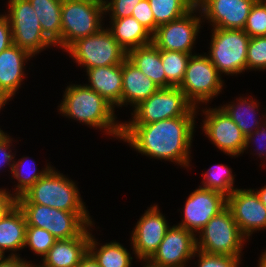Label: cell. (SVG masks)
Wrapping results in <instances>:
<instances>
[{
	"mask_svg": "<svg viewBox=\"0 0 266 267\" xmlns=\"http://www.w3.org/2000/svg\"><path fill=\"white\" fill-rule=\"evenodd\" d=\"M195 116H180L142 125H123L121 140L147 157L188 168Z\"/></svg>",
	"mask_w": 266,
	"mask_h": 267,
	"instance_id": "obj_1",
	"label": "cell"
},
{
	"mask_svg": "<svg viewBox=\"0 0 266 267\" xmlns=\"http://www.w3.org/2000/svg\"><path fill=\"white\" fill-rule=\"evenodd\" d=\"M62 99L58 106L62 116L102 129L108 136L121 140L123 123L116 121L115 108L97 92L85 84H70Z\"/></svg>",
	"mask_w": 266,
	"mask_h": 267,
	"instance_id": "obj_2",
	"label": "cell"
},
{
	"mask_svg": "<svg viewBox=\"0 0 266 267\" xmlns=\"http://www.w3.org/2000/svg\"><path fill=\"white\" fill-rule=\"evenodd\" d=\"M81 197L75 181L52 167L17 198V203L41 204L66 212H89Z\"/></svg>",
	"mask_w": 266,
	"mask_h": 267,
	"instance_id": "obj_3",
	"label": "cell"
},
{
	"mask_svg": "<svg viewBox=\"0 0 266 267\" xmlns=\"http://www.w3.org/2000/svg\"><path fill=\"white\" fill-rule=\"evenodd\" d=\"M104 0H63L62 39L55 45L65 50L75 40L98 33L103 27Z\"/></svg>",
	"mask_w": 266,
	"mask_h": 267,
	"instance_id": "obj_4",
	"label": "cell"
},
{
	"mask_svg": "<svg viewBox=\"0 0 266 267\" xmlns=\"http://www.w3.org/2000/svg\"><path fill=\"white\" fill-rule=\"evenodd\" d=\"M17 205L24 212L27 226L46 229L57 240L79 237L89 226L95 225L88 212H66L34 203Z\"/></svg>",
	"mask_w": 266,
	"mask_h": 267,
	"instance_id": "obj_5",
	"label": "cell"
},
{
	"mask_svg": "<svg viewBox=\"0 0 266 267\" xmlns=\"http://www.w3.org/2000/svg\"><path fill=\"white\" fill-rule=\"evenodd\" d=\"M197 235V250L230 257H241L242 248L248 240L240 231L228 207L211 218Z\"/></svg>",
	"mask_w": 266,
	"mask_h": 267,
	"instance_id": "obj_6",
	"label": "cell"
},
{
	"mask_svg": "<svg viewBox=\"0 0 266 267\" xmlns=\"http://www.w3.org/2000/svg\"><path fill=\"white\" fill-rule=\"evenodd\" d=\"M195 107L178 86L160 88L131 112L123 125H142L180 116H197Z\"/></svg>",
	"mask_w": 266,
	"mask_h": 267,
	"instance_id": "obj_7",
	"label": "cell"
},
{
	"mask_svg": "<svg viewBox=\"0 0 266 267\" xmlns=\"http://www.w3.org/2000/svg\"><path fill=\"white\" fill-rule=\"evenodd\" d=\"M210 50L207 54L219 74L237 75L245 73L250 37L243 29L211 30Z\"/></svg>",
	"mask_w": 266,
	"mask_h": 267,
	"instance_id": "obj_8",
	"label": "cell"
},
{
	"mask_svg": "<svg viewBox=\"0 0 266 267\" xmlns=\"http://www.w3.org/2000/svg\"><path fill=\"white\" fill-rule=\"evenodd\" d=\"M64 52L86 69L122 64L127 59V52L104 26L96 34L75 40Z\"/></svg>",
	"mask_w": 266,
	"mask_h": 267,
	"instance_id": "obj_9",
	"label": "cell"
},
{
	"mask_svg": "<svg viewBox=\"0 0 266 267\" xmlns=\"http://www.w3.org/2000/svg\"><path fill=\"white\" fill-rule=\"evenodd\" d=\"M223 79L206 53L192 54L182 83L178 86L186 98L198 109L207 105L222 92Z\"/></svg>",
	"mask_w": 266,
	"mask_h": 267,
	"instance_id": "obj_10",
	"label": "cell"
},
{
	"mask_svg": "<svg viewBox=\"0 0 266 267\" xmlns=\"http://www.w3.org/2000/svg\"><path fill=\"white\" fill-rule=\"evenodd\" d=\"M5 13L11 25L13 44L29 52L33 57L53 47L45 37L39 18L28 0H8Z\"/></svg>",
	"mask_w": 266,
	"mask_h": 267,
	"instance_id": "obj_11",
	"label": "cell"
},
{
	"mask_svg": "<svg viewBox=\"0 0 266 267\" xmlns=\"http://www.w3.org/2000/svg\"><path fill=\"white\" fill-rule=\"evenodd\" d=\"M196 13H199V16ZM200 15L201 12L195 5L183 17L158 26L156 32L152 35V43L159 50L192 54L201 24L205 22Z\"/></svg>",
	"mask_w": 266,
	"mask_h": 267,
	"instance_id": "obj_12",
	"label": "cell"
},
{
	"mask_svg": "<svg viewBox=\"0 0 266 267\" xmlns=\"http://www.w3.org/2000/svg\"><path fill=\"white\" fill-rule=\"evenodd\" d=\"M204 109L201 128L212 144L232 157L243 154L246 136L236 123L218 106Z\"/></svg>",
	"mask_w": 266,
	"mask_h": 267,
	"instance_id": "obj_13",
	"label": "cell"
},
{
	"mask_svg": "<svg viewBox=\"0 0 266 267\" xmlns=\"http://www.w3.org/2000/svg\"><path fill=\"white\" fill-rule=\"evenodd\" d=\"M169 228V223L158 205L148 207L133 228L130 239L136 259L148 261L157 251Z\"/></svg>",
	"mask_w": 266,
	"mask_h": 267,
	"instance_id": "obj_14",
	"label": "cell"
},
{
	"mask_svg": "<svg viewBox=\"0 0 266 267\" xmlns=\"http://www.w3.org/2000/svg\"><path fill=\"white\" fill-rule=\"evenodd\" d=\"M227 207V197L217 191L197 188L186 199L183 219L177 225L196 237L208 221Z\"/></svg>",
	"mask_w": 266,
	"mask_h": 267,
	"instance_id": "obj_15",
	"label": "cell"
},
{
	"mask_svg": "<svg viewBox=\"0 0 266 267\" xmlns=\"http://www.w3.org/2000/svg\"><path fill=\"white\" fill-rule=\"evenodd\" d=\"M195 251L196 236L184 227L173 225L148 262L155 267H186L188 260L195 258Z\"/></svg>",
	"mask_w": 266,
	"mask_h": 267,
	"instance_id": "obj_16",
	"label": "cell"
},
{
	"mask_svg": "<svg viewBox=\"0 0 266 267\" xmlns=\"http://www.w3.org/2000/svg\"><path fill=\"white\" fill-rule=\"evenodd\" d=\"M227 207L248 240L253 232L266 229V206L261 202L256 190L236 188L227 197Z\"/></svg>",
	"mask_w": 266,
	"mask_h": 267,
	"instance_id": "obj_17",
	"label": "cell"
},
{
	"mask_svg": "<svg viewBox=\"0 0 266 267\" xmlns=\"http://www.w3.org/2000/svg\"><path fill=\"white\" fill-rule=\"evenodd\" d=\"M256 0H197L202 19L213 28L244 29Z\"/></svg>",
	"mask_w": 266,
	"mask_h": 267,
	"instance_id": "obj_18",
	"label": "cell"
},
{
	"mask_svg": "<svg viewBox=\"0 0 266 267\" xmlns=\"http://www.w3.org/2000/svg\"><path fill=\"white\" fill-rule=\"evenodd\" d=\"M32 57L29 52L14 44L0 53V93L9 100L15 96L26 78L25 64Z\"/></svg>",
	"mask_w": 266,
	"mask_h": 267,
	"instance_id": "obj_19",
	"label": "cell"
},
{
	"mask_svg": "<svg viewBox=\"0 0 266 267\" xmlns=\"http://www.w3.org/2000/svg\"><path fill=\"white\" fill-rule=\"evenodd\" d=\"M90 227L79 237L56 240L40 261L41 267H77L81 258L88 252Z\"/></svg>",
	"mask_w": 266,
	"mask_h": 267,
	"instance_id": "obj_20",
	"label": "cell"
},
{
	"mask_svg": "<svg viewBox=\"0 0 266 267\" xmlns=\"http://www.w3.org/2000/svg\"><path fill=\"white\" fill-rule=\"evenodd\" d=\"M87 87L109 102L114 108L121 107L122 64L85 69Z\"/></svg>",
	"mask_w": 266,
	"mask_h": 267,
	"instance_id": "obj_21",
	"label": "cell"
},
{
	"mask_svg": "<svg viewBox=\"0 0 266 267\" xmlns=\"http://www.w3.org/2000/svg\"><path fill=\"white\" fill-rule=\"evenodd\" d=\"M160 87L126 59L122 63L121 107L130 105L133 109L157 92Z\"/></svg>",
	"mask_w": 266,
	"mask_h": 267,
	"instance_id": "obj_22",
	"label": "cell"
},
{
	"mask_svg": "<svg viewBox=\"0 0 266 267\" xmlns=\"http://www.w3.org/2000/svg\"><path fill=\"white\" fill-rule=\"evenodd\" d=\"M26 227L24 212L16 205L0 221V254L2 256H5L7 251H12L9 256H20L16 252L24 248Z\"/></svg>",
	"mask_w": 266,
	"mask_h": 267,
	"instance_id": "obj_23",
	"label": "cell"
},
{
	"mask_svg": "<svg viewBox=\"0 0 266 267\" xmlns=\"http://www.w3.org/2000/svg\"><path fill=\"white\" fill-rule=\"evenodd\" d=\"M127 59L160 88L173 86L166 79L161 61V50L153 43L129 50Z\"/></svg>",
	"mask_w": 266,
	"mask_h": 267,
	"instance_id": "obj_24",
	"label": "cell"
},
{
	"mask_svg": "<svg viewBox=\"0 0 266 267\" xmlns=\"http://www.w3.org/2000/svg\"><path fill=\"white\" fill-rule=\"evenodd\" d=\"M109 23L111 26L106 28L126 52L152 43V34L133 16L111 19Z\"/></svg>",
	"mask_w": 266,
	"mask_h": 267,
	"instance_id": "obj_25",
	"label": "cell"
},
{
	"mask_svg": "<svg viewBox=\"0 0 266 267\" xmlns=\"http://www.w3.org/2000/svg\"><path fill=\"white\" fill-rule=\"evenodd\" d=\"M236 102L231 101L229 104L219 107L236 123L245 136L253 133L266 122V113L261 115L260 120L259 118L257 119L259 114V103L257 100L255 101V99L249 96L245 98L240 96L239 99L236 98Z\"/></svg>",
	"mask_w": 266,
	"mask_h": 267,
	"instance_id": "obj_26",
	"label": "cell"
},
{
	"mask_svg": "<svg viewBox=\"0 0 266 267\" xmlns=\"http://www.w3.org/2000/svg\"><path fill=\"white\" fill-rule=\"evenodd\" d=\"M39 18L45 37L55 46L62 39L61 5L63 0H28Z\"/></svg>",
	"mask_w": 266,
	"mask_h": 267,
	"instance_id": "obj_27",
	"label": "cell"
},
{
	"mask_svg": "<svg viewBox=\"0 0 266 267\" xmlns=\"http://www.w3.org/2000/svg\"><path fill=\"white\" fill-rule=\"evenodd\" d=\"M99 242L90 232L88 252L101 267H132V256L127 248L119 242L113 241L98 245ZM98 247V248H97Z\"/></svg>",
	"mask_w": 266,
	"mask_h": 267,
	"instance_id": "obj_28",
	"label": "cell"
},
{
	"mask_svg": "<svg viewBox=\"0 0 266 267\" xmlns=\"http://www.w3.org/2000/svg\"><path fill=\"white\" fill-rule=\"evenodd\" d=\"M154 14L155 32L157 27L188 13L195 5L194 0H149Z\"/></svg>",
	"mask_w": 266,
	"mask_h": 267,
	"instance_id": "obj_29",
	"label": "cell"
},
{
	"mask_svg": "<svg viewBox=\"0 0 266 267\" xmlns=\"http://www.w3.org/2000/svg\"><path fill=\"white\" fill-rule=\"evenodd\" d=\"M30 162H28L27 157H22V159H18L17 162L14 161L11 174L14 177V179H16L18 182L17 185L14 187L15 192L12 193V195L15 198L22 196L52 168V166L48 165L47 163V166L43 168V170L37 171L35 161L32 162V165L27 164ZM29 165H30L29 167L30 170L28 169Z\"/></svg>",
	"mask_w": 266,
	"mask_h": 267,
	"instance_id": "obj_30",
	"label": "cell"
},
{
	"mask_svg": "<svg viewBox=\"0 0 266 267\" xmlns=\"http://www.w3.org/2000/svg\"><path fill=\"white\" fill-rule=\"evenodd\" d=\"M202 186L204 189L214 190L224 194L226 197L230 195L234 188L235 178L232 174V169L227 165L217 164L211 166L207 172L202 173Z\"/></svg>",
	"mask_w": 266,
	"mask_h": 267,
	"instance_id": "obj_31",
	"label": "cell"
},
{
	"mask_svg": "<svg viewBox=\"0 0 266 267\" xmlns=\"http://www.w3.org/2000/svg\"><path fill=\"white\" fill-rule=\"evenodd\" d=\"M191 55L180 51L161 50V61L166 79L173 86H179L182 83Z\"/></svg>",
	"mask_w": 266,
	"mask_h": 267,
	"instance_id": "obj_32",
	"label": "cell"
},
{
	"mask_svg": "<svg viewBox=\"0 0 266 267\" xmlns=\"http://www.w3.org/2000/svg\"><path fill=\"white\" fill-rule=\"evenodd\" d=\"M57 239L46 229L36 226L26 227L25 247H29L37 256L44 257Z\"/></svg>",
	"mask_w": 266,
	"mask_h": 267,
	"instance_id": "obj_33",
	"label": "cell"
},
{
	"mask_svg": "<svg viewBox=\"0 0 266 267\" xmlns=\"http://www.w3.org/2000/svg\"><path fill=\"white\" fill-rule=\"evenodd\" d=\"M252 37L266 36V0H256L243 29Z\"/></svg>",
	"mask_w": 266,
	"mask_h": 267,
	"instance_id": "obj_34",
	"label": "cell"
},
{
	"mask_svg": "<svg viewBox=\"0 0 266 267\" xmlns=\"http://www.w3.org/2000/svg\"><path fill=\"white\" fill-rule=\"evenodd\" d=\"M266 70V36L252 37L248 44L246 71Z\"/></svg>",
	"mask_w": 266,
	"mask_h": 267,
	"instance_id": "obj_35",
	"label": "cell"
},
{
	"mask_svg": "<svg viewBox=\"0 0 266 267\" xmlns=\"http://www.w3.org/2000/svg\"><path fill=\"white\" fill-rule=\"evenodd\" d=\"M194 256L199 258L196 267H240L242 264L241 257L208 254L197 249Z\"/></svg>",
	"mask_w": 266,
	"mask_h": 267,
	"instance_id": "obj_36",
	"label": "cell"
},
{
	"mask_svg": "<svg viewBox=\"0 0 266 267\" xmlns=\"http://www.w3.org/2000/svg\"><path fill=\"white\" fill-rule=\"evenodd\" d=\"M142 0H104L105 15L109 13L110 19L129 17L136 5ZM111 13V14H110Z\"/></svg>",
	"mask_w": 266,
	"mask_h": 267,
	"instance_id": "obj_37",
	"label": "cell"
},
{
	"mask_svg": "<svg viewBox=\"0 0 266 267\" xmlns=\"http://www.w3.org/2000/svg\"><path fill=\"white\" fill-rule=\"evenodd\" d=\"M152 35L155 33L154 14L149 0H142L135 6L132 15Z\"/></svg>",
	"mask_w": 266,
	"mask_h": 267,
	"instance_id": "obj_38",
	"label": "cell"
},
{
	"mask_svg": "<svg viewBox=\"0 0 266 267\" xmlns=\"http://www.w3.org/2000/svg\"><path fill=\"white\" fill-rule=\"evenodd\" d=\"M253 141L254 143L255 142L258 143L256 155L266 160V122L263 125H261L258 129H256L253 133L246 136L244 151H246V149L250 147V144H252Z\"/></svg>",
	"mask_w": 266,
	"mask_h": 267,
	"instance_id": "obj_39",
	"label": "cell"
},
{
	"mask_svg": "<svg viewBox=\"0 0 266 267\" xmlns=\"http://www.w3.org/2000/svg\"><path fill=\"white\" fill-rule=\"evenodd\" d=\"M10 135L5 133L1 138H0V171L2 167H5L8 165L10 168V173L12 172L13 169V164H14V155L11 150L12 146V141L13 139L9 137ZM4 165V166H3Z\"/></svg>",
	"mask_w": 266,
	"mask_h": 267,
	"instance_id": "obj_40",
	"label": "cell"
},
{
	"mask_svg": "<svg viewBox=\"0 0 266 267\" xmlns=\"http://www.w3.org/2000/svg\"><path fill=\"white\" fill-rule=\"evenodd\" d=\"M13 44L11 25L6 14H0V53Z\"/></svg>",
	"mask_w": 266,
	"mask_h": 267,
	"instance_id": "obj_41",
	"label": "cell"
},
{
	"mask_svg": "<svg viewBox=\"0 0 266 267\" xmlns=\"http://www.w3.org/2000/svg\"><path fill=\"white\" fill-rule=\"evenodd\" d=\"M17 205L15 198L9 191L0 189V221Z\"/></svg>",
	"mask_w": 266,
	"mask_h": 267,
	"instance_id": "obj_42",
	"label": "cell"
},
{
	"mask_svg": "<svg viewBox=\"0 0 266 267\" xmlns=\"http://www.w3.org/2000/svg\"><path fill=\"white\" fill-rule=\"evenodd\" d=\"M32 261L24 260L19 256H2L0 258V267H30Z\"/></svg>",
	"mask_w": 266,
	"mask_h": 267,
	"instance_id": "obj_43",
	"label": "cell"
},
{
	"mask_svg": "<svg viewBox=\"0 0 266 267\" xmlns=\"http://www.w3.org/2000/svg\"><path fill=\"white\" fill-rule=\"evenodd\" d=\"M77 267H101L98 265L97 261L93 258V256L87 252L80 260L79 265Z\"/></svg>",
	"mask_w": 266,
	"mask_h": 267,
	"instance_id": "obj_44",
	"label": "cell"
},
{
	"mask_svg": "<svg viewBox=\"0 0 266 267\" xmlns=\"http://www.w3.org/2000/svg\"><path fill=\"white\" fill-rule=\"evenodd\" d=\"M254 190H257L256 193L258 194L261 202L266 206V185L261 187L259 190L258 189Z\"/></svg>",
	"mask_w": 266,
	"mask_h": 267,
	"instance_id": "obj_45",
	"label": "cell"
},
{
	"mask_svg": "<svg viewBox=\"0 0 266 267\" xmlns=\"http://www.w3.org/2000/svg\"><path fill=\"white\" fill-rule=\"evenodd\" d=\"M262 254H260L261 256L259 257V261H258V267H266V253L265 252H261Z\"/></svg>",
	"mask_w": 266,
	"mask_h": 267,
	"instance_id": "obj_46",
	"label": "cell"
},
{
	"mask_svg": "<svg viewBox=\"0 0 266 267\" xmlns=\"http://www.w3.org/2000/svg\"><path fill=\"white\" fill-rule=\"evenodd\" d=\"M7 101H10L4 94L0 93V111L7 104Z\"/></svg>",
	"mask_w": 266,
	"mask_h": 267,
	"instance_id": "obj_47",
	"label": "cell"
},
{
	"mask_svg": "<svg viewBox=\"0 0 266 267\" xmlns=\"http://www.w3.org/2000/svg\"><path fill=\"white\" fill-rule=\"evenodd\" d=\"M143 264H145L143 267H155L152 264H150L148 261H146V263H143Z\"/></svg>",
	"mask_w": 266,
	"mask_h": 267,
	"instance_id": "obj_48",
	"label": "cell"
},
{
	"mask_svg": "<svg viewBox=\"0 0 266 267\" xmlns=\"http://www.w3.org/2000/svg\"><path fill=\"white\" fill-rule=\"evenodd\" d=\"M6 132H4L3 130H1L0 128V138L5 134Z\"/></svg>",
	"mask_w": 266,
	"mask_h": 267,
	"instance_id": "obj_49",
	"label": "cell"
},
{
	"mask_svg": "<svg viewBox=\"0 0 266 267\" xmlns=\"http://www.w3.org/2000/svg\"><path fill=\"white\" fill-rule=\"evenodd\" d=\"M30 267H41L40 265H36V264H33V263H31V266Z\"/></svg>",
	"mask_w": 266,
	"mask_h": 267,
	"instance_id": "obj_50",
	"label": "cell"
}]
</instances>
